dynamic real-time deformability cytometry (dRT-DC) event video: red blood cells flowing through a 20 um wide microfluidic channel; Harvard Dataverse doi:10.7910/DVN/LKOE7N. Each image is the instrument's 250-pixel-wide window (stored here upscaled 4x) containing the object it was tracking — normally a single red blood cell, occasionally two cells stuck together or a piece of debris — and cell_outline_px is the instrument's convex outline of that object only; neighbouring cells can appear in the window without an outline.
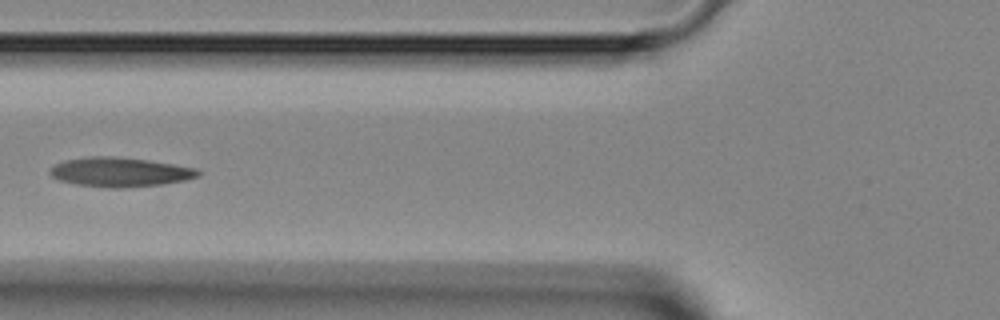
{"species": "Egyptian fruit bat (a non-hibernating species)", "species_latin": "Rousettus aegyptiacus", "temperature_condition": "room temperature", "stored_images_in_passage": 4, "camera_frame_rate_fps": 3000, "um_per_image_px": 0.085, "animal": {"sex": "female"}, "frame": {"image": 1, "passage_image": 4, "time_ms": 3.333, "image_size_px": [1000, 320], "cell_outline_px": [[200, 176], [184, 180], [160, 184], [116, 188], [112, 188], [76, 184], [60, 180], [52, 176], [48, 172], [56, 164], [64, 160], [92, 156], [112, 156], [148, 160], [196, 168], [200, 172]], "centroid_in_image_um": [10.19, 14.62], "position_along_channel_um": 115.6, "area_um2": 24.97}}